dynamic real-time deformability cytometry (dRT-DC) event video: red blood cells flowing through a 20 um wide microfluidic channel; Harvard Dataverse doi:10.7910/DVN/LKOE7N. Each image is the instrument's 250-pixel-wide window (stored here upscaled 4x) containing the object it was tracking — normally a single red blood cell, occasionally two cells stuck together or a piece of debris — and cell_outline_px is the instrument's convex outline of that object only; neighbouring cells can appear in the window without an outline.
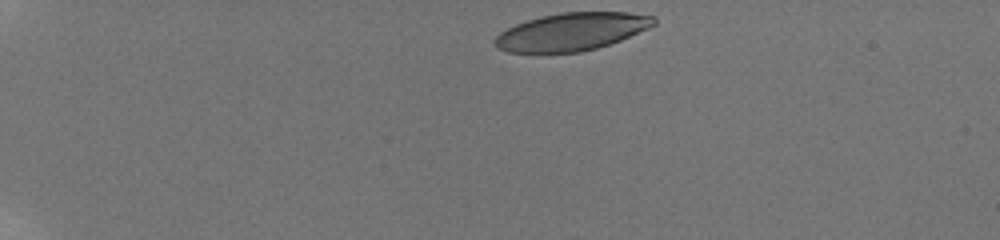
{"species": "human", "species_latin": "Homo sapiens", "temperature_condition": "room temperature", "stored_images_in_passage": 38, "camera_frame_rate_fps": 3000, "um_per_image_px": 0.085, "donor": {"sex": "male"}, "frame": {"image": 1, "passage_image": 1, "time_ms": 0.0, "image_size_px": [1000, 240], "cell_outline_px": [[656, 24], [648, 28], [620, 40], [596, 48], [580, 52], [508, 52], [496, 48], [492, 44], [492, 40], [500, 32], [516, 24], [540, 16], [560, 12], [628, 12], [656, 16]], "centroid_in_image_um": [48.57, 2.69], "position_along_channel_um": 36.4, "area_um2": 34.97}}
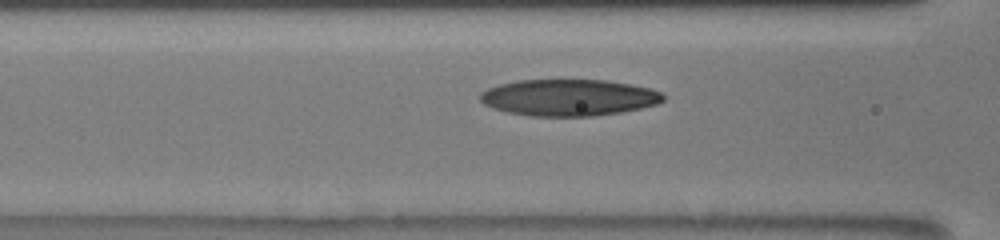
{"frame": {"image": 2, "passage_image": 15, "time_ms": 4.667, "image_size_px": [1000, 240], "cell_outline_px": [[664, 100], [656, 104], [640, 108], [620, 112], [592, 116], [532, 116], [508, 112], [492, 108], [484, 104], [480, 100], [480, 92], [488, 88], [500, 84], [516, 80], [608, 80], [648, 88], [660, 92], [664, 96]], "centroid_in_image_um": [48.3, 8.29], "position_along_channel_um": 118.3, "area_um2": 38.84}}
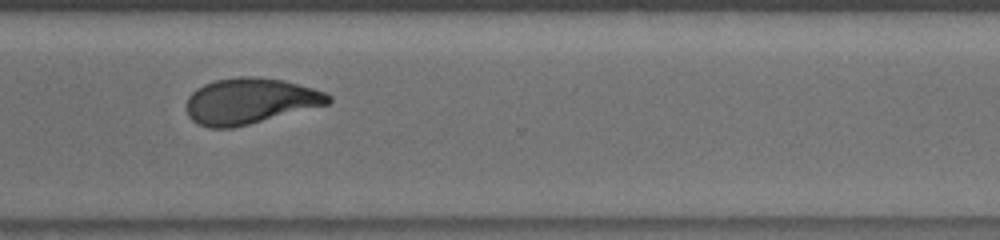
{"frame": {"image": 3, "passage_image": 33, "time_ms": 10.667, "image_size_px": [1000, 240], "cell_outline_px": [[332, 100], [328, 104], [232, 128], [208, 128], [196, 124], [188, 116], [188, 96], [196, 88], [204, 84], [216, 80], [236, 76], [256, 76], [284, 80], [312, 88], [324, 92], [332, 96]], "centroid_in_image_um": [21.23, 8.58], "position_along_channel_um": 349.4, "area_um2": 37.8}, "authors_computed_cell_mechanics": {"area_um2": 38.2347, "velocity_mm_per_s": 3.8532, "shape_relaxation_time_tau1_ms": 6.4569, "shape_relaxation_time_tau2_ms": 2.6423, "deformation_change_tau1": 0.2218, "deformation_change_tau2": 0.0963}}